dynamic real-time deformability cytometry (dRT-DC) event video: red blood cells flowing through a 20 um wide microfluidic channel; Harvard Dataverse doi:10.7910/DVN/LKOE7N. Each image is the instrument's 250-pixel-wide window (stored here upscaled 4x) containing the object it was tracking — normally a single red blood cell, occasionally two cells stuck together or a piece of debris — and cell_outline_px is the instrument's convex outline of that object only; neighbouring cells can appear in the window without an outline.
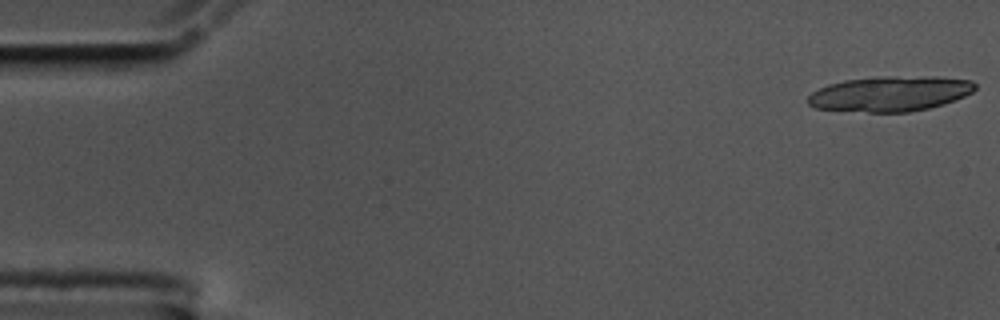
{"species": "common noctule bat (a hibernating species)", "species_latin": "Nyctalus noctula", "temperature_condition": "cold", "stored_images_in_passage": 14, "camera_frame_rate_fps": 3000, "um_per_image_px": 0.085, "animal": {"sex": "male", "body_mass_g": 17.5, "forearm_length_mm": 52.3}, "frame": {"image": 1, "passage_image": 1, "time_ms": 0.0, "image_size_px": [1000, 320], "cell_outline_px": [[976, 88], [972, 92], [956, 100], [944, 104], [928, 108], [908, 112], [868, 112], [816, 108], [808, 104], [808, 96], [812, 92], [828, 84], [844, 80], [876, 76], [936, 76], [972, 80], [976, 84]], "centroid_in_image_um": [75.69, 7.95], "position_along_channel_um": 9.3, "area_um2": 34.51}}